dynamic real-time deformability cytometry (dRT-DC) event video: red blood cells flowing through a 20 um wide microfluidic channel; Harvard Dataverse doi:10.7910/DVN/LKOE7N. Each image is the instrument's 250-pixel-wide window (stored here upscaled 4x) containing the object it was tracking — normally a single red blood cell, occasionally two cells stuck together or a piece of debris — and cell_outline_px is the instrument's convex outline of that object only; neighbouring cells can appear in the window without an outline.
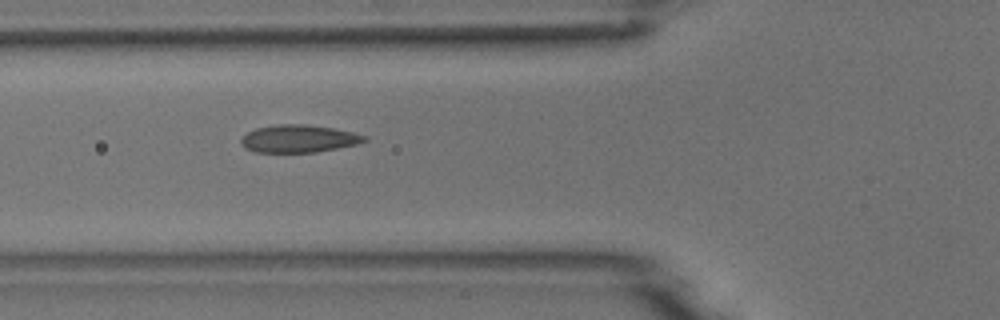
{"species": "common noctule bat (a hibernating species)", "species_latin": "Nyctalus noctula", "temperature_condition": "room temperature", "stored_images_in_passage": 6, "camera_frame_rate_fps": 3000, "um_per_image_px": 0.085, "animal": {"sex": "male", "body_mass_g": 18.8}, "frame": {"image": 1, "passage_image": 5, "time_ms": 4.667, "image_size_px": [1000, 320], "cell_outline_px": [[368, 140], [356, 144], [316, 152], [256, 152], [244, 148], [240, 144], [240, 140], [248, 132], [256, 128], [276, 124], [304, 124], [332, 128], [352, 132], [368, 136]], "centroid_in_image_um": [25.37, 11.79], "position_along_channel_um": 100.4, "area_um2": 19.77}}
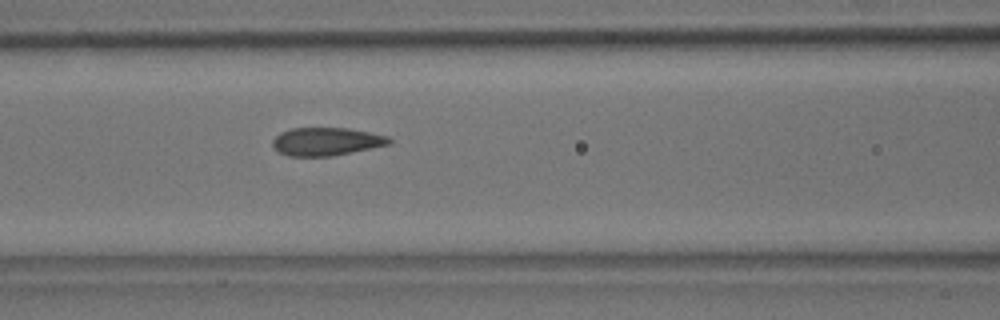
{"frame": {"image": 2, "passage_image": 6, "time_ms": 5.667, "image_size_px": [1000, 320], "cell_outline_px": [[392, 144], [332, 156], [288, 156], [272, 148], [272, 140], [280, 132], [292, 128], [348, 128], [388, 136], [392, 140]], "centroid_in_image_um": [27.73, 12.03], "position_along_channel_um": 138.9, "area_um2": 19.13}}